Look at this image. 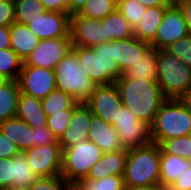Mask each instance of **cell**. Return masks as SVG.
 Wrapping results in <instances>:
<instances>
[{"label":"cell","instance_id":"48","mask_svg":"<svg viewBox=\"0 0 191 190\" xmlns=\"http://www.w3.org/2000/svg\"><path fill=\"white\" fill-rule=\"evenodd\" d=\"M88 0H68V14L78 13Z\"/></svg>","mask_w":191,"mask_h":190},{"label":"cell","instance_id":"10","mask_svg":"<svg viewBox=\"0 0 191 190\" xmlns=\"http://www.w3.org/2000/svg\"><path fill=\"white\" fill-rule=\"evenodd\" d=\"M18 81L21 93L40 100L57 89L52 69L22 65Z\"/></svg>","mask_w":191,"mask_h":190},{"label":"cell","instance_id":"19","mask_svg":"<svg viewBox=\"0 0 191 190\" xmlns=\"http://www.w3.org/2000/svg\"><path fill=\"white\" fill-rule=\"evenodd\" d=\"M151 47L150 43L131 37L123 40H116V62L124 73L130 65L142 58Z\"/></svg>","mask_w":191,"mask_h":190},{"label":"cell","instance_id":"24","mask_svg":"<svg viewBox=\"0 0 191 190\" xmlns=\"http://www.w3.org/2000/svg\"><path fill=\"white\" fill-rule=\"evenodd\" d=\"M119 78L157 80V49L150 47Z\"/></svg>","mask_w":191,"mask_h":190},{"label":"cell","instance_id":"35","mask_svg":"<svg viewBox=\"0 0 191 190\" xmlns=\"http://www.w3.org/2000/svg\"><path fill=\"white\" fill-rule=\"evenodd\" d=\"M159 146L161 154H171L184 159H191V138L189 135L164 140Z\"/></svg>","mask_w":191,"mask_h":190},{"label":"cell","instance_id":"9","mask_svg":"<svg viewBox=\"0 0 191 190\" xmlns=\"http://www.w3.org/2000/svg\"><path fill=\"white\" fill-rule=\"evenodd\" d=\"M71 50L70 37L40 40L38 46L23 61V65L53 70L56 64Z\"/></svg>","mask_w":191,"mask_h":190},{"label":"cell","instance_id":"33","mask_svg":"<svg viewBox=\"0 0 191 190\" xmlns=\"http://www.w3.org/2000/svg\"><path fill=\"white\" fill-rule=\"evenodd\" d=\"M116 9L117 0H88L77 14L87 18L101 20Z\"/></svg>","mask_w":191,"mask_h":190},{"label":"cell","instance_id":"20","mask_svg":"<svg viewBox=\"0 0 191 190\" xmlns=\"http://www.w3.org/2000/svg\"><path fill=\"white\" fill-rule=\"evenodd\" d=\"M10 48L24 61L38 46L40 39L26 24L14 22L9 26Z\"/></svg>","mask_w":191,"mask_h":190},{"label":"cell","instance_id":"8","mask_svg":"<svg viewBox=\"0 0 191 190\" xmlns=\"http://www.w3.org/2000/svg\"><path fill=\"white\" fill-rule=\"evenodd\" d=\"M22 153L38 177L61 175L63 150L59 143L34 146Z\"/></svg>","mask_w":191,"mask_h":190},{"label":"cell","instance_id":"38","mask_svg":"<svg viewBox=\"0 0 191 190\" xmlns=\"http://www.w3.org/2000/svg\"><path fill=\"white\" fill-rule=\"evenodd\" d=\"M73 184L62 175L39 177L29 188L30 190H69Z\"/></svg>","mask_w":191,"mask_h":190},{"label":"cell","instance_id":"39","mask_svg":"<svg viewBox=\"0 0 191 190\" xmlns=\"http://www.w3.org/2000/svg\"><path fill=\"white\" fill-rule=\"evenodd\" d=\"M165 50L175 56L188 67H191V35L179 39L175 43L170 44Z\"/></svg>","mask_w":191,"mask_h":190},{"label":"cell","instance_id":"1","mask_svg":"<svg viewBox=\"0 0 191 190\" xmlns=\"http://www.w3.org/2000/svg\"><path fill=\"white\" fill-rule=\"evenodd\" d=\"M115 84L123 106L129 108L138 120L151 126L165 100L157 80L118 78Z\"/></svg>","mask_w":191,"mask_h":190},{"label":"cell","instance_id":"47","mask_svg":"<svg viewBox=\"0 0 191 190\" xmlns=\"http://www.w3.org/2000/svg\"><path fill=\"white\" fill-rule=\"evenodd\" d=\"M10 48L9 27L0 26V49Z\"/></svg>","mask_w":191,"mask_h":190},{"label":"cell","instance_id":"13","mask_svg":"<svg viewBox=\"0 0 191 190\" xmlns=\"http://www.w3.org/2000/svg\"><path fill=\"white\" fill-rule=\"evenodd\" d=\"M189 35L182 11L173 3L166 11L160 23L155 39L150 43L157 50L165 49L170 44Z\"/></svg>","mask_w":191,"mask_h":190},{"label":"cell","instance_id":"3","mask_svg":"<svg viewBox=\"0 0 191 190\" xmlns=\"http://www.w3.org/2000/svg\"><path fill=\"white\" fill-rule=\"evenodd\" d=\"M191 133V114L179 99H165L150 126L151 141L187 136Z\"/></svg>","mask_w":191,"mask_h":190},{"label":"cell","instance_id":"21","mask_svg":"<svg viewBox=\"0 0 191 190\" xmlns=\"http://www.w3.org/2000/svg\"><path fill=\"white\" fill-rule=\"evenodd\" d=\"M16 117L27 122L32 128L47 126V116L41 105V100L20 93Z\"/></svg>","mask_w":191,"mask_h":190},{"label":"cell","instance_id":"42","mask_svg":"<svg viewBox=\"0 0 191 190\" xmlns=\"http://www.w3.org/2000/svg\"><path fill=\"white\" fill-rule=\"evenodd\" d=\"M20 153L18 146L0 131V159L12 158Z\"/></svg>","mask_w":191,"mask_h":190},{"label":"cell","instance_id":"46","mask_svg":"<svg viewBox=\"0 0 191 190\" xmlns=\"http://www.w3.org/2000/svg\"><path fill=\"white\" fill-rule=\"evenodd\" d=\"M174 3L182 11L188 32L191 35V0H175Z\"/></svg>","mask_w":191,"mask_h":190},{"label":"cell","instance_id":"52","mask_svg":"<svg viewBox=\"0 0 191 190\" xmlns=\"http://www.w3.org/2000/svg\"><path fill=\"white\" fill-rule=\"evenodd\" d=\"M2 190H30L29 187H23V186H11Z\"/></svg>","mask_w":191,"mask_h":190},{"label":"cell","instance_id":"43","mask_svg":"<svg viewBox=\"0 0 191 190\" xmlns=\"http://www.w3.org/2000/svg\"><path fill=\"white\" fill-rule=\"evenodd\" d=\"M12 186V158L0 159V190Z\"/></svg>","mask_w":191,"mask_h":190},{"label":"cell","instance_id":"26","mask_svg":"<svg viewBox=\"0 0 191 190\" xmlns=\"http://www.w3.org/2000/svg\"><path fill=\"white\" fill-rule=\"evenodd\" d=\"M160 183L167 189L172 183L191 167V159H184L177 155L161 154Z\"/></svg>","mask_w":191,"mask_h":190},{"label":"cell","instance_id":"14","mask_svg":"<svg viewBox=\"0 0 191 190\" xmlns=\"http://www.w3.org/2000/svg\"><path fill=\"white\" fill-rule=\"evenodd\" d=\"M105 31L102 19L80 16L77 13L70 16V38L72 45L92 47L105 43Z\"/></svg>","mask_w":191,"mask_h":190},{"label":"cell","instance_id":"12","mask_svg":"<svg viewBox=\"0 0 191 190\" xmlns=\"http://www.w3.org/2000/svg\"><path fill=\"white\" fill-rule=\"evenodd\" d=\"M70 14L40 12L26 24L40 40L70 37Z\"/></svg>","mask_w":191,"mask_h":190},{"label":"cell","instance_id":"50","mask_svg":"<svg viewBox=\"0 0 191 190\" xmlns=\"http://www.w3.org/2000/svg\"><path fill=\"white\" fill-rule=\"evenodd\" d=\"M147 8L157 6H171L174 2L172 0H138Z\"/></svg>","mask_w":191,"mask_h":190},{"label":"cell","instance_id":"34","mask_svg":"<svg viewBox=\"0 0 191 190\" xmlns=\"http://www.w3.org/2000/svg\"><path fill=\"white\" fill-rule=\"evenodd\" d=\"M40 0H14L15 22L27 24L28 21L40 12H45Z\"/></svg>","mask_w":191,"mask_h":190},{"label":"cell","instance_id":"2","mask_svg":"<svg viewBox=\"0 0 191 190\" xmlns=\"http://www.w3.org/2000/svg\"><path fill=\"white\" fill-rule=\"evenodd\" d=\"M159 144L150 142L145 146L127 149L124 180L126 186L160 183Z\"/></svg>","mask_w":191,"mask_h":190},{"label":"cell","instance_id":"17","mask_svg":"<svg viewBox=\"0 0 191 190\" xmlns=\"http://www.w3.org/2000/svg\"><path fill=\"white\" fill-rule=\"evenodd\" d=\"M101 63V85H111L123 74L116 62V40L91 47Z\"/></svg>","mask_w":191,"mask_h":190},{"label":"cell","instance_id":"51","mask_svg":"<svg viewBox=\"0 0 191 190\" xmlns=\"http://www.w3.org/2000/svg\"><path fill=\"white\" fill-rule=\"evenodd\" d=\"M179 100L191 114V89H189Z\"/></svg>","mask_w":191,"mask_h":190},{"label":"cell","instance_id":"37","mask_svg":"<svg viewBox=\"0 0 191 190\" xmlns=\"http://www.w3.org/2000/svg\"><path fill=\"white\" fill-rule=\"evenodd\" d=\"M73 111L74 107L58 113H52V115L47 117V127L58 140L62 137L64 130L69 126Z\"/></svg>","mask_w":191,"mask_h":190},{"label":"cell","instance_id":"23","mask_svg":"<svg viewBox=\"0 0 191 190\" xmlns=\"http://www.w3.org/2000/svg\"><path fill=\"white\" fill-rule=\"evenodd\" d=\"M169 7L170 6H157L147 8L142 16V20L133 29L134 37L151 43L155 39L157 29L163 20L165 11Z\"/></svg>","mask_w":191,"mask_h":190},{"label":"cell","instance_id":"7","mask_svg":"<svg viewBox=\"0 0 191 190\" xmlns=\"http://www.w3.org/2000/svg\"><path fill=\"white\" fill-rule=\"evenodd\" d=\"M113 126L118 132L122 147L125 149L145 146L152 142L150 126L138 120L135 114L125 106L119 111Z\"/></svg>","mask_w":191,"mask_h":190},{"label":"cell","instance_id":"11","mask_svg":"<svg viewBox=\"0 0 191 190\" xmlns=\"http://www.w3.org/2000/svg\"><path fill=\"white\" fill-rule=\"evenodd\" d=\"M86 104L94 115L112 125L115 124L117 115L123 107L120 92L115 83L96 86Z\"/></svg>","mask_w":191,"mask_h":190},{"label":"cell","instance_id":"53","mask_svg":"<svg viewBox=\"0 0 191 190\" xmlns=\"http://www.w3.org/2000/svg\"><path fill=\"white\" fill-rule=\"evenodd\" d=\"M69 190H77L74 186H72Z\"/></svg>","mask_w":191,"mask_h":190},{"label":"cell","instance_id":"6","mask_svg":"<svg viewBox=\"0 0 191 190\" xmlns=\"http://www.w3.org/2000/svg\"><path fill=\"white\" fill-rule=\"evenodd\" d=\"M104 152L91 140H84L63 149L61 175L71 184L86 178Z\"/></svg>","mask_w":191,"mask_h":190},{"label":"cell","instance_id":"27","mask_svg":"<svg viewBox=\"0 0 191 190\" xmlns=\"http://www.w3.org/2000/svg\"><path fill=\"white\" fill-rule=\"evenodd\" d=\"M105 41L123 40L134 37V31L128 20L116 9L102 19Z\"/></svg>","mask_w":191,"mask_h":190},{"label":"cell","instance_id":"31","mask_svg":"<svg viewBox=\"0 0 191 190\" xmlns=\"http://www.w3.org/2000/svg\"><path fill=\"white\" fill-rule=\"evenodd\" d=\"M77 103L70 94L57 89L41 100L42 109L47 117L52 115V113L72 109Z\"/></svg>","mask_w":191,"mask_h":190},{"label":"cell","instance_id":"15","mask_svg":"<svg viewBox=\"0 0 191 190\" xmlns=\"http://www.w3.org/2000/svg\"><path fill=\"white\" fill-rule=\"evenodd\" d=\"M93 113L86 103H77L72 112L69 126L58 140L62 150L84 140H89L88 134Z\"/></svg>","mask_w":191,"mask_h":190},{"label":"cell","instance_id":"28","mask_svg":"<svg viewBox=\"0 0 191 190\" xmlns=\"http://www.w3.org/2000/svg\"><path fill=\"white\" fill-rule=\"evenodd\" d=\"M72 49L79 56L80 66L85 74L96 86H101V63L98 54H95L91 47L72 45Z\"/></svg>","mask_w":191,"mask_h":190},{"label":"cell","instance_id":"45","mask_svg":"<svg viewBox=\"0 0 191 190\" xmlns=\"http://www.w3.org/2000/svg\"><path fill=\"white\" fill-rule=\"evenodd\" d=\"M46 9L51 12L68 13V0H40Z\"/></svg>","mask_w":191,"mask_h":190},{"label":"cell","instance_id":"25","mask_svg":"<svg viewBox=\"0 0 191 190\" xmlns=\"http://www.w3.org/2000/svg\"><path fill=\"white\" fill-rule=\"evenodd\" d=\"M20 93L18 80H0V122L16 117Z\"/></svg>","mask_w":191,"mask_h":190},{"label":"cell","instance_id":"36","mask_svg":"<svg viewBox=\"0 0 191 190\" xmlns=\"http://www.w3.org/2000/svg\"><path fill=\"white\" fill-rule=\"evenodd\" d=\"M117 9L134 29L142 20L147 7L138 0H117Z\"/></svg>","mask_w":191,"mask_h":190},{"label":"cell","instance_id":"16","mask_svg":"<svg viewBox=\"0 0 191 190\" xmlns=\"http://www.w3.org/2000/svg\"><path fill=\"white\" fill-rule=\"evenodd\" d=\"M88 138L104 153L117 152L124 149L119 141L115 127L94 114L90 122Z\"/></svg>","mask_w":191,"mask_h":190},{"label":"cell","instance_id":"30","mask_svg":"<svg viewBox=\"0 0 191 190\" xmlns=\"http://www.w3.org/2000/svg\"><path fill=\"white\" fill-rule=\"evenodd\" d=\"M23 60L11 49H0V80H18Z\"/></svg>","mask_w":191,"mask_h":190},{"label":"cell","instance_id":"4","mask_svg":"<svg viewBox=\"0 0 191 190\" xmlns=\"http://www.w3.org/2000/svg\"><path fill=\"white\" fill-rule=\"evenodd\" d=\"M56 88L70 94L78 103H86L96 84L80 66L79 56L72 49L54 67Z\"/></svg>","mask_w":191,"mask_h":190},{"label":"cell","instance_id":"44","mask_svg":"<svg viewBox=\"0 0 191 190\" xmlns=\"http://www.w3.org/2000/svg\"><path fill=\"white\" fill-rule=\"evenodd\" d=\"M168 190H191V167L186 169L168 188Z\"/></svg>","mask_w":191,"mask_h":190},{"label":"cell","instance_id":"32","mask_svg":"<svg viewBox=\"0 0 191 190\" xmlns=\"http://www.w3.org/2000/svg\"><path fill=\"white\" fill-rule=\"evenodd\" d=\"M77 190H125L123 175H111L100 180L83 178L73 184Z\"/></svg>","mask_w":191,"mask_h":190},{"label":"cell","instance_id":"18","mask_svg":"<svg viewBox=\"0 0 191 190\" xmlns=\"http://www.w3.org/2000/svg\"><path fill=\"white\" fill-rule=\"evenodd\" d=\"M127 149L104 153L102 158L92 166L86 179L100 180L111 175H123L126 165Z\"/></svg>","mask_w":191,"mask_h":190},{"label":"cell","instance_id":"41","mask_svg":"<svg viewBox=\"0 0 191 190\" xmlns=\"http://www.w3.org/2000/svg\"><path fill=\"white\" fill-rule=\"evenodd\" d=\"M14 22V0H2L0 2V26L9 27Z\"/></svg>","mask_w":191,"mask_h":190},{"label":"cell","instance_id":"29","mask_svg":"<svg viewBox=\"0 0 191 190\" xmlns=\"http://www.w3.org/2000/svg\"><path fill=\"white\" fill-rule=\"evenodd\" d=\"M38 178L22 152L12 157V186L30 187Z\"/></svg>","mask_w":191,"mask_h":190},{"label":"cell","instance_id":"5","mask_svg":"<svg viewBox=\"0 0 191 190\" xmlns=\"http://www.w3.org/2000/svg\"><path fill=\"white\" fill-rule=\"evenodd\" d=\"M157 83L165 99H179L191 89V67L165 49L157 50Z\"/></svg>","mask_w":191,"mask_h":190},{"label":"cell","instance_id":"40","mask_svg":"<svg viewBox=\"0 0 191 190\" xmlns=\"http://www.w3.org/2000/svg\"><path fill=\"white\" fill-rule=\"evenodd\" d=\"M33 132V147L43 146L51 143H59L58 139L52 134L47 126L32 128Z\"/></svg>","mask_w":191,"mask_h":190},{"label":"cell","instance_id":"22","mask_svg":"<svg viewBox=\"0 0 191 190\" xmlns=\"http://www.w3.org/2000/svg\"><path fill=\"white\" fill-rule=\"evenodd\" d=\"M0 131L13 141L21 152L33 147L32 127L17 117L0 122Z\"/></svg>","mask_w":191,"mask_h":190},{"label":"cell","instance_id":"49","mask_svg":"<svg viewBox=\"0 0 191 190\" xmlns=\"http://www.w3.org/2000/svg\"><path fill=\"white\" fill-rule=\"evenodd\" d=\"M125 190H168L161 183L140 185V186H126Z\"/></svg>","mask_w":191,"mask_h":190}]
</instances>
